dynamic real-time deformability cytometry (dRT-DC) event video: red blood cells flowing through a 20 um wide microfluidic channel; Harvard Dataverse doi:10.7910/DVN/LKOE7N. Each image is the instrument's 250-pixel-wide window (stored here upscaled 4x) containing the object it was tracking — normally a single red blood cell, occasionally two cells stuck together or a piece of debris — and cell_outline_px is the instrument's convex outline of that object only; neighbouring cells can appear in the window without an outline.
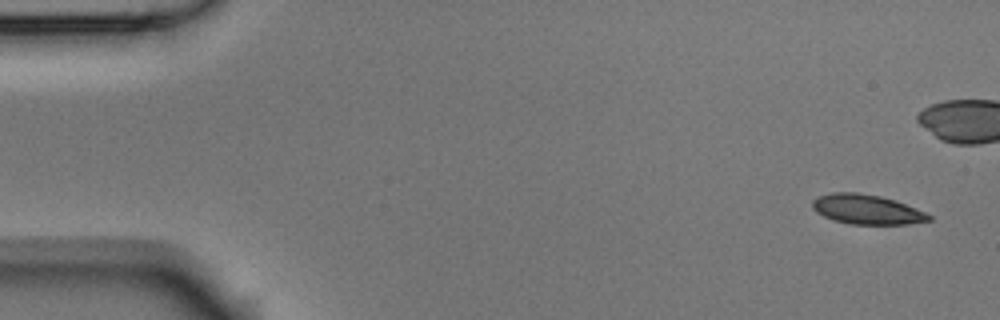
{"species": "Egyptian fruit bat (a non-hibernating species)", "species_latin": "Rousettus aegyptiacus", "temperature_condition": "room temperature", "stored_images_in_passage": 6, "camera_frame_rate_fps": 3000, "um_per_image_px": 0.085, "animal": {"sex": "male"}, "frame": {"image": 1, "passage_image": 1, "time_ms": 0.0, "image_size_px": [1000, 320], "cell_outline_px": [[932, 220], [908, 224], [852, 224], [832, 220], [816, 212], [812, 208], [812, 200], [816, 196], [832, 192], [860, 192], [880, 196], [928, 212], [932, 216]], "centroid_in_image_um": [73.66, 17.79], "position_along_channel_um": 11.3, "area_um2": 20.29}}
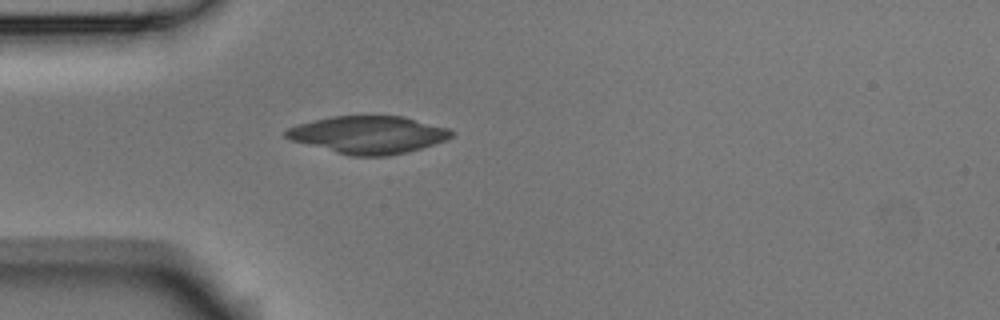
{"frame": {"image": 2, "passage_image": 6, "time_ms": 1.667, "image_size_px": [1000, 320], "cell_outline_px": [[456, 132], [452, 136], [444, 140], [408, 152], [388, 156], [352, 156], [336, 152], [292, 140], [284, 136], [284, 132], [288, 128], [296, 124], [332, 116], [404, 116], [448, 128]], "centroid_in_image_um": [31.31, 11.45], "position_along_channel_um": 53.7, "area_um2": 35.95}}